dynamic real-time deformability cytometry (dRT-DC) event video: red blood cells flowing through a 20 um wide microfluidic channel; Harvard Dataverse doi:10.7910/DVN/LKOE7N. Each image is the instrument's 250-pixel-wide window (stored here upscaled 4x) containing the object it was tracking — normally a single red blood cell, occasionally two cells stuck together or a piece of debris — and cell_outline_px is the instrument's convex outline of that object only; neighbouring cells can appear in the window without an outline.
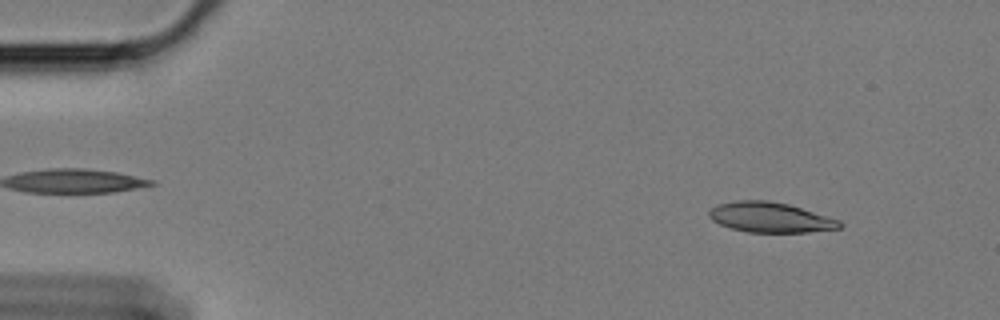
{"species": "Egyptian fruit bat (a non-hibernating species)", "species_latin": "Rousettus aegyptiacus", "temperature_condition": "cold", "stored_images_in_passage": 58, "camera_frame_rate_fps": 3000, "um_per_image_px": 0.085, "animal": {"sex": "female"}, "frame": {"image": 1, "passage_image": 6, "time_ms": 1.667, "image_size_px": [1000, 320], "cell_outline_px": [[844, 224], [840, 228], [808, 232], [748, 232], [732, 228], [720, 224], [712, 220], [708, 216], [708, 212], [712, 208], [720, 204], [736, 200], [768, 200], [788, 204], [840, 220]], "centroid_in_image_um": [65.48, 18.47], "position_along_channel_um": 19.5, "area_um2": 22.77}}
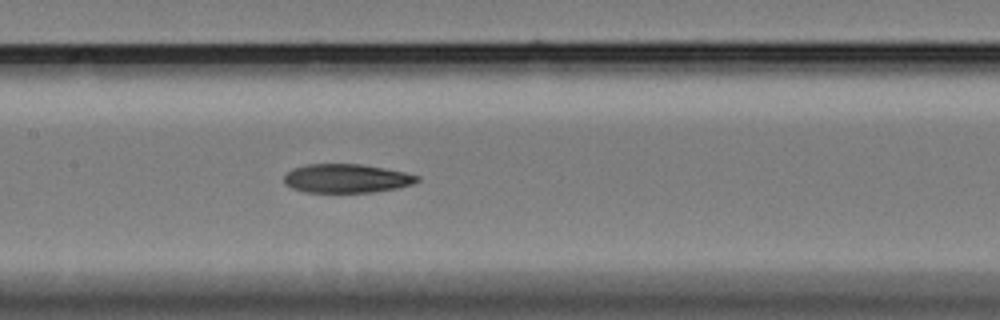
{"frame": {"image": 2, "passage_image": 28, "time_ms": 9.0, "image_size_px": [1000, 320], "cell_outline_px": [[420, 180], [412, 184], [396, 188], [372, 192], [304, 192], [292, 188], [284, 184], [284, 176], [292, 168], [308, 164], [360, 164], [404, 172], [420, 176]], "centroid_in_image_um": [29.43, 15.16], "position_along_channel_um": 178.0, "area_um2": 22.25}}
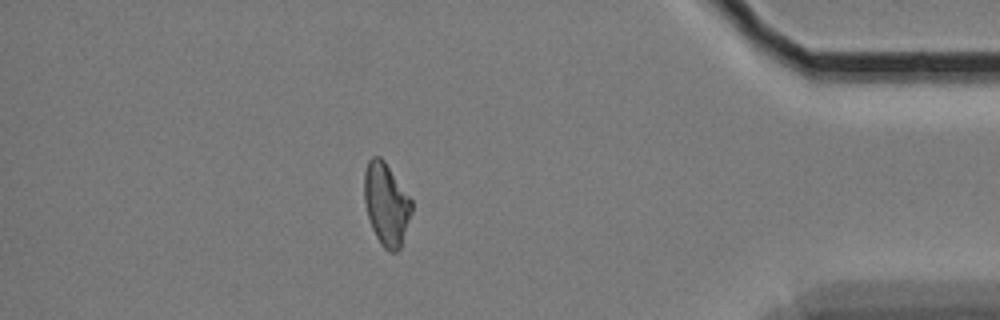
{"frame": {"image": 3, "passage_image": 51, "time_ms": 16.667, "image_size_px": [1000, 320], "cell_outline_px": [[412, 212], [400, 248], [396, 252], [388, 252], [380, 244], [372, 228], [368, 216], [364, 200], [364, 172], [368, 160], [372, 156], [380, 156], [384, 160], [412, 200]], "centroid_in_image_um": [32.83, 17.35], "position_along_channel_um": 402.4, "area_um2": 22.77}}